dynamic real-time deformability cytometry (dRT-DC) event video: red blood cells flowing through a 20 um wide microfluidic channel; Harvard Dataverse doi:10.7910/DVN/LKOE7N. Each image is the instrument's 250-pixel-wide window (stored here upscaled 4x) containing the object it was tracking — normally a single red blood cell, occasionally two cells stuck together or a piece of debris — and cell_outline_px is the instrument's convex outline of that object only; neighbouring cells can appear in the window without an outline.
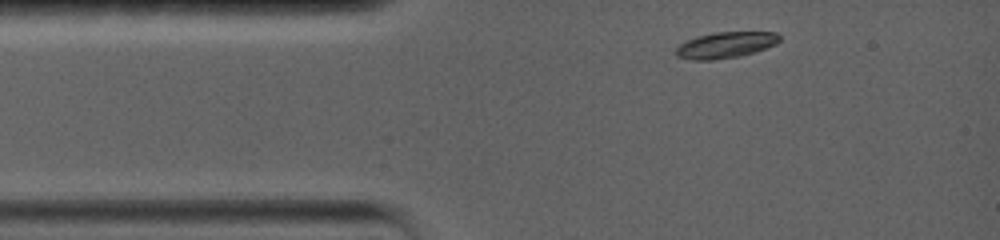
{"species": "common noctule bat (a hibernating species)", "species_latin": "Nyctalus noctula", "temperature_condition": "warm", "stored_images_in_passage": 5, "camera_frame_rate_fps": 5000, "um_per_image_px": 0.085, "animal": {"sex": "female", "body_mass_g": 19.0, "forearm_length_mm": 56.7}, "frame": {"image": 1, "passage_image": 1, "time_ms": 0.0, "image_size_px": [1000, 240], "cell_outline_px": [[780, 40], [776, 44], [740, 56], [712, 60], [692, 60], [676, 56], [676, 48], [684, 40], [696, 36], [716, 32], [776, 32], [780, 36]], "centroid_in_image_um": [61.63, 3.82], "position_along_channel_um": 23.4, "area_um2": 15.72}}
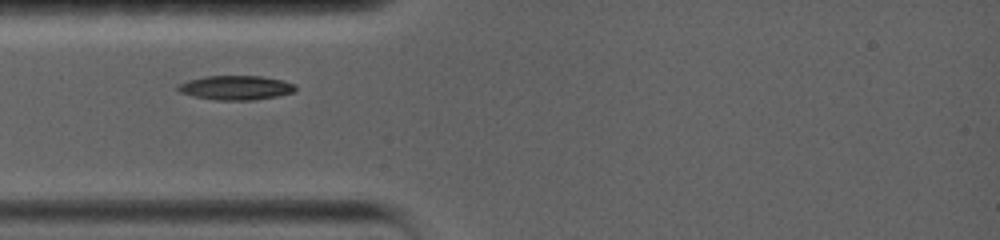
{"frame": {"image": 2, "passage_image": 3, "time_ms": 2.0, "image_size_px": [1000, 240], "cell_outline_px": [[296, 92], [256, 100], [216, 100], [192, 96], [180, 92], [176, 88], [176, 84], [188, 80], [204, 76], [260, 76], [280, 80], [296, 84]], "centroid_in_image_um": [20.02, 7.46], "position_along_channel_um": 65.0, "area_um2": 16.76}}
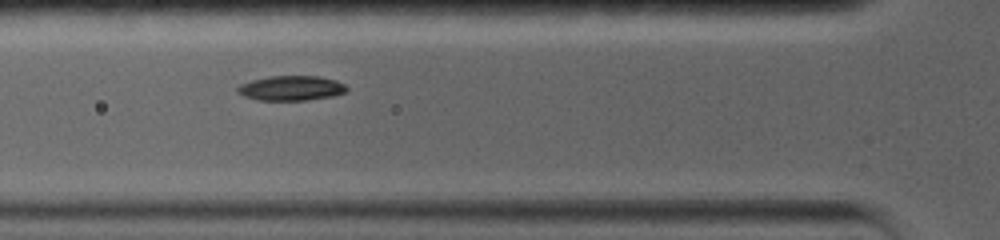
{"frame": {"image": 3, "passage_image": 4, "time_ms": 3.0, "image_size_px": [1000, 240], "cell_outline_px": [[348, 92], [332, 96], [308, 100], [256, 100], [244, 96], [236, 92], [236, 88], [240, 84], [252, 80], [268, 76], [316, 76], [336, 80], [344, 84], [348, 88]], "centroid_in_image_um": [24.74, 7.49], "position_along_channel_um": 101.1, "area_um2": 15.9}}